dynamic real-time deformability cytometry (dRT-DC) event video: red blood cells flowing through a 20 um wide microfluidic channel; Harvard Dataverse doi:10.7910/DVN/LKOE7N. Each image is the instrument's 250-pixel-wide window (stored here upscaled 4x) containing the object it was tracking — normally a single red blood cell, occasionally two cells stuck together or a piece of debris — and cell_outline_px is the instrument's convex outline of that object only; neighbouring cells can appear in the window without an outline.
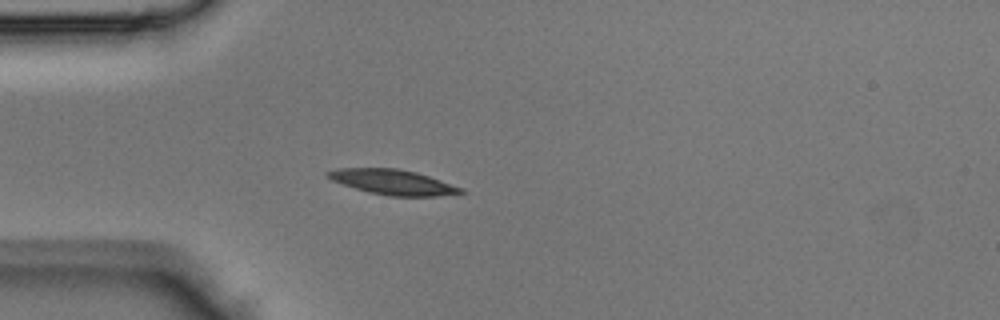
{"species": "Egyptian fruit bat (a non-hibernating species)", "species_latin": "Rousettus aegyptiacus", "temperature_condition": "room temperature", "stored_images_in_passage": 32, "camera_frame_rate_fps": 3000, "um_per_image_px": 0.085, "animal": {"sex": "male"}, "frame": {"image": 1, "passage_image": 1, "time_ms": 0.0, "image_size_px": [1000, 320], "cell_outline_px": [[468, 192], [436, 196], [388, 196], [368, 192], [332, 180], [324, 176], [324, 172], [336, 168], [396, 168], [416, 172], [464, 188]], "centroid_in_image_um": [33.38, 15.47], "position_along_channel_um": 51.6, "area_um2": 19.48}}
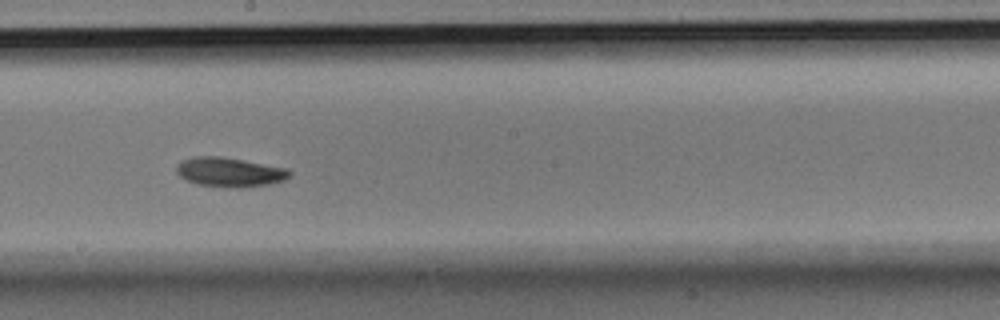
{"frame": {"image": 2, "passage_image": 13, "time_ms": 4.0, "image_size_px": [1000, 320], "cell_outline_px": [[292, 172], [284, 180], [268, 184], [240, 188], [236, 188], [200, 184], [188, 180], [180, 176], [176, 172], [176, 164], [180, 160], [192, 156], [220, 156], [288, 168]], "centroid_in_image_um": [19.49, 14.61], "position_along_channel_um": 228.7, "area_um2": 19.31}}
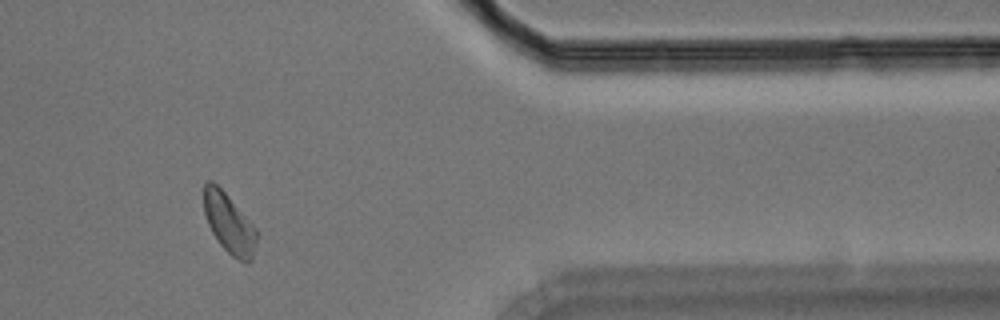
{"frame": {"image": 3, "passage_image": 25, "time_ms": 8.0, "image_size_px": [1000, 320], "cell_outline_px": [[260, 236], [252, 260], [248, 264], [244, 264], [232, 256], [220, 244], [212, 232], [208, 224], [204, 212], [204, 184], [208, 180], [212, 180], [224, 192], [256, 228]], "centroid_in_image_um": [19.52, 19.05], "position_along_channel_um": 391.9, "area_um2": 18.55}}